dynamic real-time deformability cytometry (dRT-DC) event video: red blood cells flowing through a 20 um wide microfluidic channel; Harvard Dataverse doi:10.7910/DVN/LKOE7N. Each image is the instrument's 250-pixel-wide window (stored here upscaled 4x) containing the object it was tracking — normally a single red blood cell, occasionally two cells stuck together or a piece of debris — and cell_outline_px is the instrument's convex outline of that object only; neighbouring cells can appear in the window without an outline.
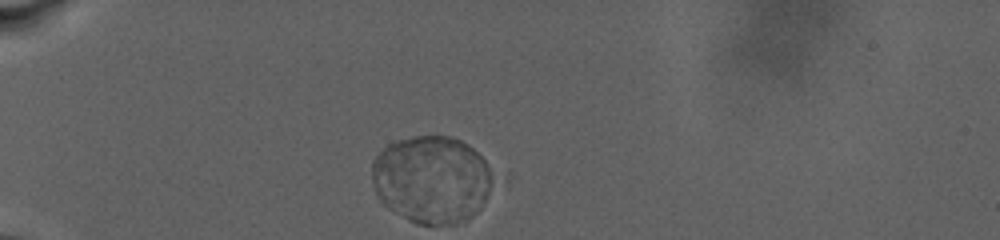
{"species": "human", "species_latin": "Homo sapiens", "temperature_condition": "warm", "stored_images_in_passage": 28, "camera_frame_rate_fps": 3000, "um_per_image_px": 0.085, "donor": {"sex": "male"}, "frame": {"image": 1, "passage_image": 1, "time_ms": 0.0, "image_size_px": [1000, 240], "cell_outline_px": [[488, 192], [480, 208], [468, 220], [456, 224], [416, 224], [408, 220], [388, 208], [376, 196], [372, 184], [372, 160], [388, 144], [396, 140], [412, 136], [452, 136], [468, 144], [484, 160], [488, 168]], "centroid_in_image_um": [36.61, 15.25], "position_along_channel_um": 48.4, "area_um2": 61.33}}
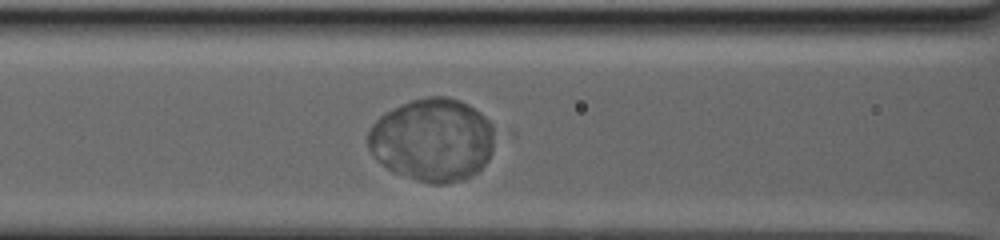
{"frame": {"image": 2, "passage_image": 19, "time_ms": 5.0, "image_size_px": [1000, 240], "cell_outline_px": [[492, 152], [488, 160], [476, 172], [464, 180], [444, 184], [432, 184], [416, 180], [392, 172], [368, 148], [368, 132], [372, 124], [380, 116], [412, 100], [428, 96], [448, 96], [460, 100], [468, 104], [480, 112], [492, 124]], "centroid_in_image_um": [36.77, 11.89], "position_along_channel_um": 129.8, "area_um2": 60.92}}
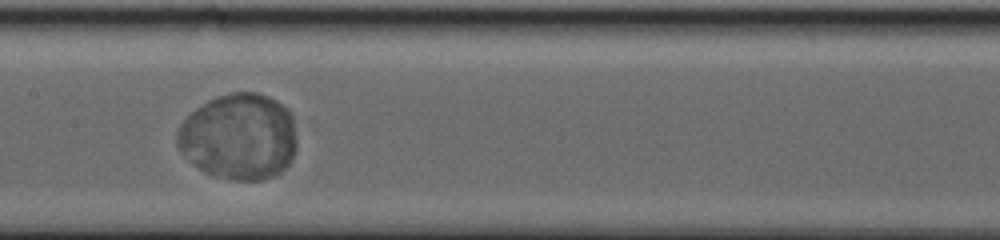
{"frame": {"image": 3, "passage_image": 27, "time_ms": 7.333, "image_size_px": [1000, 240], "cell_outline_px": [[296, 148], [288, 164], [276, 176], [260, 180], [236, 180], [220, 176], [208, 172], [200, 168], [180, 152], [176, 144], [176, 132], [180, 124], [196, 108], [208, 100], [216, 96], [232, 92], [256, 92], [268, 96], [276, 100], [292, 116], [296, 144]], "centroid_in_image_um": [20.3, 11.6], "position_along_channel_um": 187.1, "area_um2": 59.77}}